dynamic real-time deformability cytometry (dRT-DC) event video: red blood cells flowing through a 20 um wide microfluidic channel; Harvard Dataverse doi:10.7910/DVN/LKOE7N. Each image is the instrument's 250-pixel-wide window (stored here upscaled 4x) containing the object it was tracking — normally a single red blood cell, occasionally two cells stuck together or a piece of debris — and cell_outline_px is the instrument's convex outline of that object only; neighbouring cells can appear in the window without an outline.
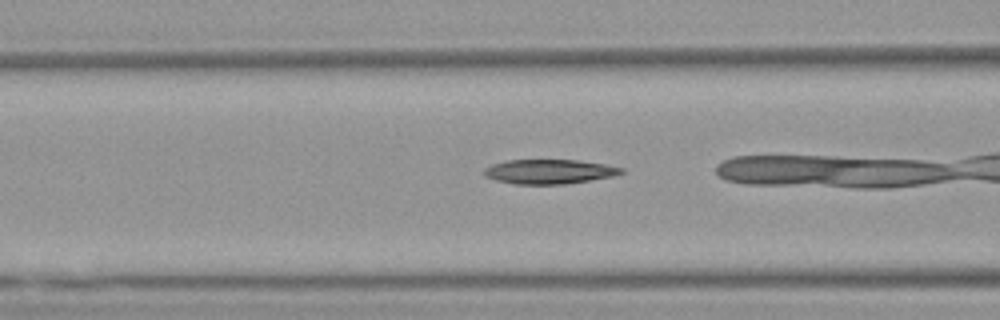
{"species": "Egyptian fruit bat (a non-hibernating species)", "species_latin": "Rousettus aegyptiacus", "temperature_condition": "warm", "stored_images_in_passage": 23, "camera_frame_rate_fps": 3000, "um_per_image_px": 0.085, "animal": {"sex": "female"}, "frame": {"image": 1, "passage_image": 4, "time_ms": 1.0, "image_size_px": [1000, 320], "cell_outline_px": [[624, 172], [612, 176], [564, 184], [512, 184], [496, 180], [484, 176], [484, 168], [492, 164], [508, 160], [580, 160], [604, 164], [624, 168]], "centroid_in_image_um": [46.65, 14.58], "position_along_channel_um": 119.9, "area_um2": 19.48}}
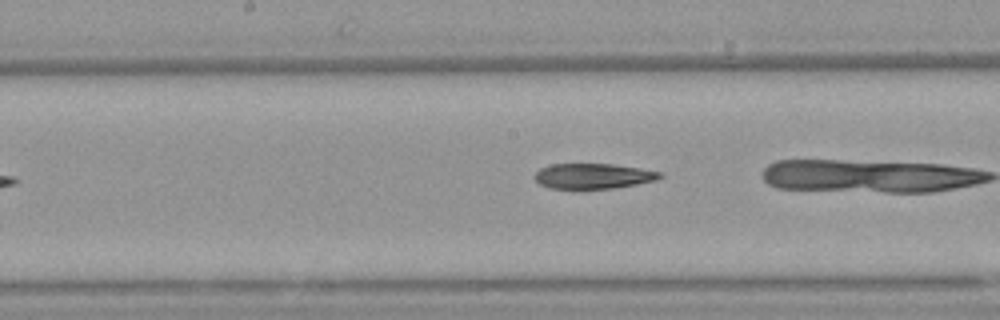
{"frame": {"image": 2, "passage_image": 10, "time_ms": 3.0, "image_size_px": [1000, 320], "cell_outline_px": [[664, 176], [656, 180], [636, 184], [612, 188], [548, 188], [540, 184], [532, 176], [540, 168], [552, 164], [612, 164], [640, 168], [664, 172]], "centroid_in_image_um": [50.43, 14.95], "position_along_channel_um": 197.8, "area_um2": 18.44}}
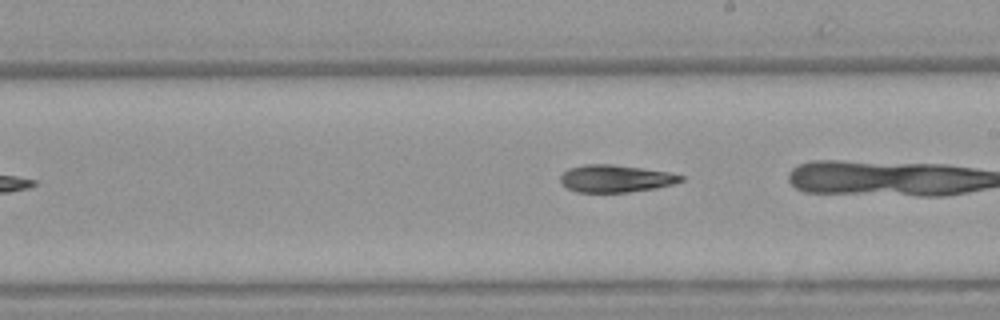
{"frame": {"image": 3, "passage_image": 13, "time_ms": 4.0, "image_size_px": [1000, 320], "cell_outline_px": [[684, 180], [672, 184], [656, 188], [628, 192], [576, 192], [560, 184], [560, 176], [568, 168], [584, 164], [612, 164], [672, 172], [684, 176]], "centroid_in_image_um": [52.32, 15.17], "position_along_channel_um": 236.7, "area_um2": 19.36}}